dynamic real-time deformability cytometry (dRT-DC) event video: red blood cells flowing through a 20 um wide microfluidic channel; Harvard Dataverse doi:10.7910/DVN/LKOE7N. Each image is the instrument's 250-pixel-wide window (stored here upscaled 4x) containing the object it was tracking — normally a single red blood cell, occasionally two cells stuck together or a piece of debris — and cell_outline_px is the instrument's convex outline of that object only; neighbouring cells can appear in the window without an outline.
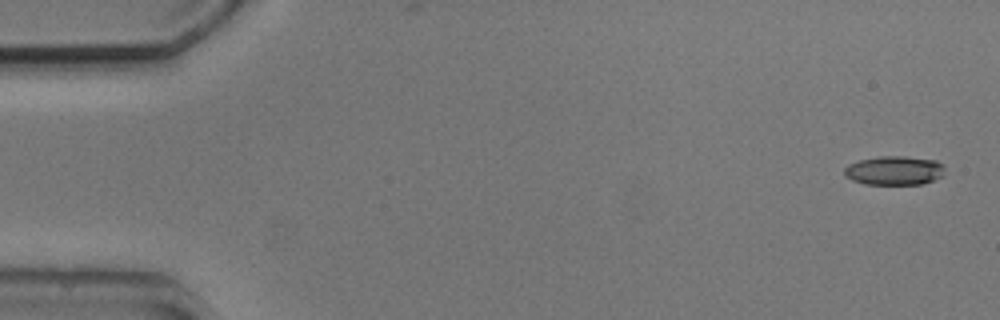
{"species": "common noctule bat (a hibernating species)", "species_latin": "Nyctalus noctula", "temperature_condition": "cold", "stored_images_in_passage": 5, "camera_frame_rate_fps": 3000, "um_per_image_px": 0.085, "animal": {"sex": "male", "body_mass_g": 20.5, "forearm_length_mm": 52.5}, "frame": {"image": 1, "passage_image": 1, "time_ms": 0.0, "image_size_px": [1000, 320], "cell_outline_px": [[944, 176], [924, 184], [864, 184], [852, 180], [844, 176], [844, 168], [848, 164], [860, 160], [880, 156], [904, 156], [936, 160], [944, 164]], "centroid_in_image_um": [76.04, 14.49], "position_along_channel_um": 9.0, "area_um2": 17.22}}
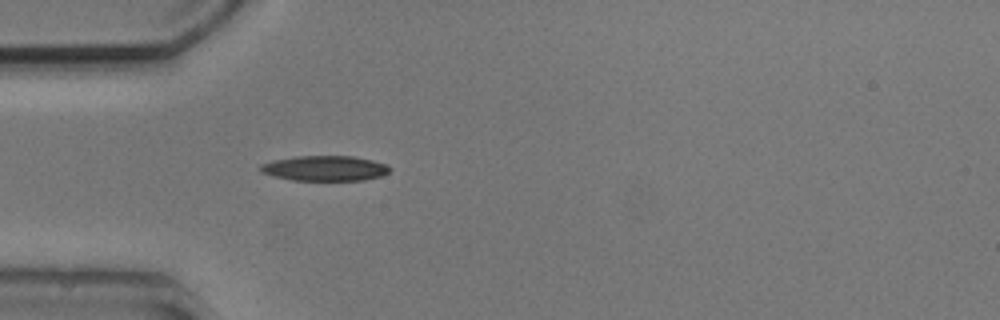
{"frame": {"image": 2, "passage_image": 5, "time_ms": 4.667, "image_size_px": [1000, 320], "cell_outline_px": [[392, 168], [388, 172], [380, 176], [364, 180], [292, 180], [272, 176], [260, 172], [260, 164], [272, 160], [296, 156], [352, 156], [372, 160], [388, 164]], "centroid_in_image_um": [27.6, 14.3], "position_along_channel_um": 57.4, "area_um2": 19.07}}